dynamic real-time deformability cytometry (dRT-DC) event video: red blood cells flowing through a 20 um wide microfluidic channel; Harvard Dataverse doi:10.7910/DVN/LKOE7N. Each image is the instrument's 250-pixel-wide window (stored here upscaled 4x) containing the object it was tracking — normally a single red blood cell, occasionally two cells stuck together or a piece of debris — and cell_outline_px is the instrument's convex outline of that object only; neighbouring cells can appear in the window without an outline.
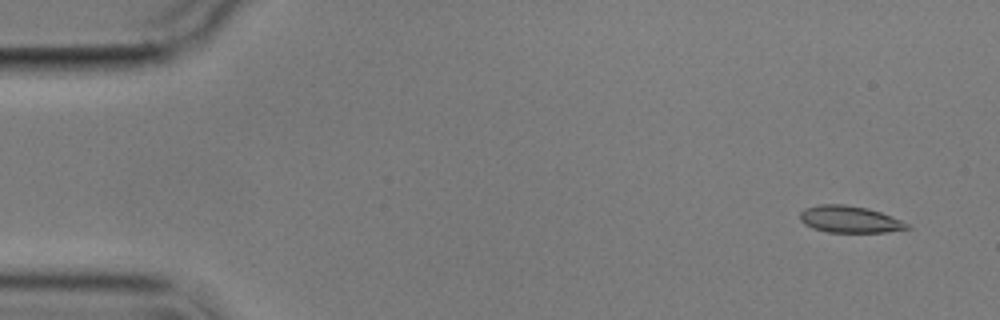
{"species": "common noctule bat (a hibernating species)", "species_latin": "Nyctalus noctula", "temperature_condition": "cold", "stored_images_in_passage": 5, "camera_frame_rate_fps": 3000, "um_per_image_px": 0.085, "animal": {"sex": "male", "body_mass_g": 17.9}, "frame": {"image": 1, "passage_image": 1, "time_ms": 0.0, "image_size_px": [1000, 320], "cell_outline_px": [[912, 228], [884, 232], [828, 232], [812, 228], [804, 224], [800, 220], [800, 212], [804, 208], [820, 204], [844, 204], [868, 208], [892, 216], [908, 224]], "centroid_in_image_um": [72.19, 18.64], "position_along_channel_um": 12.8, "area_um2": 16.76}}